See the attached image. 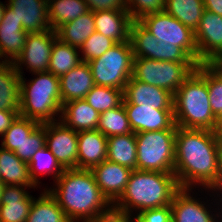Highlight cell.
Segmentation results:
<instances>
[{"instance_id": "6da1fadb", "label": "cell", "mask_w": 222, "mask_h": 222, "mask_svg": "<svg viewBox=\"0 0 222 222\" xmlns=\"http://www.w3.org/2000/svg\"><path fill=\"white\" fill-rule=\"evenodd\" d=\"M174 174L180 188L212 189L218 183V137L213 131L177 127Z\"/></svg>"}, {"instance_id": "7a4b0ae2", "label": "cell", "mask_w": 222, "mask_h": 222, "mask_svg": "<svg viewBox=\"0 0 222 222\" xmlns=\"http://www.w3.org/2000/svg\"><path fill=\"white\" fill-rule=\"evenodd\" d=\"M54 186L48 191L70 222H98L113 213L91 170L65 169Z\"/></svg>"}, {"instance_id": "3957f363", "label": "cell", "mask_w": 222, "mask_h": 222, "mask_svg": "<svg viewBox=\"0 0 222 222\" xmlns=\"http://www.w3.org/2000/svg\"><path fill=\"white\" fill-rule=\"evenodd\" d=\"M180 189L174 173L133 170L124 193L113 205V213L133 217L144 210L170 206Z\"/></svg>"}, {"instance_id": "277c9868", "label": "cell", "mask_w": 222, "mask_h": 222, "mask_svg": "<svg viewBox=\"0 0 222 222\" xmlns=\"http://www.w3.org/2000/svg\"><path fill=\"white\" fill-rule=\"evenodd\" d=\"M173 112L177 127L213 131L216 117L210 106L204 64H198L174 93Z\"/></svg>"}, {"instance_id": "5b68a950", "label": "cell", "mask_w": 222, "mask_h": 222, "mask_svg": "<svg viewBox=\"0 0 222 222\" xmlns=\"http://www.w3.org/2000/svg\"><path fill=\"white\" fill-rule=\"evenodd\" d=\"M34 74L36 78L27 83L26 78L20 76L19 115L41 124L58 121L62 113L59 77L51 72Z\"/></svg>"}, {"instance_id": "8992f818", "label": "cell", "mask_w": 222, "mask_h": 222, "mask_svg": "<svg viewBox=\"0 0 222 222\" xmlns=\"http://www.w3.org/2000/svg\"><path fill=\"white\" fill-rule=\"evenodd\" d=\"M176 130L135 133L137 170L174 173Z\"/></svg>"}, {"instance_id": "52a82bcc", "label": "cell", "mask_w": 222, "mask_h": 222, "mask_svg": "<svg viewBox=\"0 0 222 222\" xmlns=\"http://www.w3.org/2000/svg\"><path fill=\"white\" fill-rule=\"evenodd\" d=\"M133 58L129 40L116 43L99 58L87 62L94 84L124 91L128 80L132 77Z\"/></svg>"}, {"instance_id": "ba28073f", "label": "cell", "mask_w": 222, "mask_h": 222, "mask_svg": "<svg viewBox=\"0 0 222 222\" xmlns=\"http://www.w3.org/2000/svg\"><path fill=\"white\" fill-rule=\"evenodd\" d=\"M196 62H167L133 58L132 77L141 82L163 88L173 95L197 69Z\"/></svg>"}, {"instance_id": "9c48e42d", "label": "cell", "mask_w": 222, "mask_h": 222, "mask_svg": "<svg viewBox=\"0 0 222 222\" xmlns=\"http://www.w3.org/2000/svg\"><path fill=\"white\" fill-rule=\"evenodd\" d=\"M155 38L181 47L197 64L194 32L165 11L150 13L138 20Z\"/></svg>"}, {"instance_id": "30bf717a", "label": "cell", "mask_w": 222, "mask_h": 222, "mask_svg": "<svg viewBox=\"0 0 222 222\" xmlns=\"http://www.w3.org/2000/svg\"><path fill=\"white\" fill-rule=\"evenodd\" d=\"M57 39L55 30L28 33L22 53L13 62L20 76L25 75L24 66L32 74L48 72L52 47Z\"/></svg>"}, {"instance_id": "8fae6325", "label": "cell", "mask_w": 222, "mask_h": 222, "mask_svg": "<svg viewBox=\"0 0 222 222\" xmlns=\"http://www.w3.org/2000/svg\"><path fill=\"white\" fill-rule=\"evenodd\" d=\"M46 147L64 169H78V132L60 120L45 123Z\"/></svg>"}, {"instance_id": "7c38bea8", "label": "cell", "mask_w": 222, "mask_h": 222, "mask_svg": "<svg viewBox=\"0 0 222 222\" xmlns=\"http://www.w3.org/2000/svg\"><path fill=\"white\" fill-rule=\"evenodd\" d=\"M192 190L191 188H180L174 194L170 205L172 222H222V212H220L219 206H215L218 207L215 209L210 208L208 201L204 202L193 197ZM206 203L208 204L206 205ZM217 209L219 213L216 211Z\"/></svg>"}, {"instance_id": "4fadbf2b", "label": "cell", "mask_w": 222, "mask_h": 222, "mask_svg": "<svg viewBox=\"0 0 222 222\" xmlns=\"http://www.w3.org/2000/svg\"><path fill=\"white\" fill-rule=\"evenodd\" d=\"M194 37L198 50V64H203L213 55L221 54L222 16L204 10Z\"/></svg>"}, {"instance_id": "5bb4252c", "label": "cell", "mask_w": 222, "mask_h": 222, "mask_svg": "<svg viewBox=\"0 0 222 222\" xmlns=\"http://www.w3.org/2000/svg\"><path fill=\"white\" fill-rule=\"evenodd\" d=\"M133 170L105 160L91 169L101 193L113 206L122 196Z\"/></svg>"}, {"instance_id": "9a60e30c", "label": "cell", "mask_w": 222, "mask_h": 222, "mask_svg": "<svg viewBox=\"0 0 222 222\" xmlns=\"http://www.w3.org/2000/svg\"><path fill=\"white\" fill-rule=\"evenodd\" d=\"M174 95L160 87L131 77L123 91V104H134L159 110H173Z\"/></svg>"}, {"instance_id": "2e32d148", "label": "cell", "mask_w": 222, "mask_h": 222, "mask_svg": "<svg viewBox=\"0 0 222 222\" xmlns=\"http://www.w3.org/2000/svg\"><path fill=\"white\" fill-rule=\"evenodd\" d=\"M129 124L134 133L169 130L175 125L173 110L124 104Z\"/></svg>"}, {"instance_id": "e0dca14e", "label": "cell", "mask_w": 222, "mask_h": 222, "mask_svg": "<svg viewBox=\"0 0 222 222\" xmlns=\"http://www.w3.org/2000/svg\"><path fill=\"white\" fill-rule=\"evenodd\" d=\"M27 32L14 12L6 6L0 22V62H14L22 53ZM4 58V59H3Z\"/></svg>"}, {"instance_id": "ac0fdd59", "label": "cell", "mask_w": 222, "mask_h": 222, "mask_svg": "<svg viewBox=\"0 0 222 222\" xmlns=\"http://www.w3.org/2000/svg\"><path fill=\"white\" fill-rule=\"evenodd\" d=\"M20 185H4L0 197V222H26L33 196Z\"/></svg>"}, {"instance_id": "d6986e66", "label": "cell", "mask_w": 222, "mask_h": 222, "mask_svg": "<svg viewBox=\"0 0 222 222\" xmlns=\"http://www.w3.org/2000/svg\"><path fill=\"white\" fill-rule=\"evenodd\" d=\"M7 6L27 33L52 30L48 20L47 0H8Z\"/></svg>"}, {"instance_id": "ffe728a7", "label": "cell", "mask_w": 222, "mask_h": 222, "mask_svg": "<svg viewBox=\"0 0 222 222\" xmlns=\"http://www.w3.org/2000/svg\"><path fill=\"white\" fill-rule=\"evenodd\" d=\"M106 157V136L97 129L78 132V169L91 170Z\"/></svg>"}, {"instance_id": "44dd1931", "label": "cell", "mask_w": 222, "mask_h": 222, "mask_svg": "<svg viewBox=\"0 0 222 222\" xmlns=\"http://www.w3.org/2000/svg\"><path fill=\"white\" fill-rule=\"evenodd\" d=\"M96 32L115 43L127 42L132 18L127 10H103L93 12Z\"/></svg>"}, {"instance_id": "7402d4cb", "label": "cell", "mask_w": 222, "mask_h": 222, "mask_svg": "<svg viewBox=\"0 0 222 222\" xmlns=\"http://www.w3.org/2000/svg\"><path fill=\"white\" fill-rule=\"evenodd\" d=\"M59 79L62 104L84 99L86 94L95 86L90 66L84 61Z\"/></svg>"}, {"instance_id": "603a6c76", "label": "cell", "mask_w": 222, "mask_h": 222, "mask_svg": "<svg viewBox=\"0 0 222 222\" xmlns=\"http://www.w3.org/2000/svg\"><path fill=\"white\" fill-rule=\"evenodd\" d=\"M100 114L84 99L62 104L60 121L76 132L97 129Z\"/></svg>"}, {"instance_id": "cb8c5ba5", "label": "cell", "mask_w": 222, "mask_h": 222, "mask_svg": "<svg viewBox=\"0 0 222 222\" xmlns=\"http://www.w3.org/2000/svg\"><path fill=\"white\" fill-rule=\"evenodd\" d=\"M0 180L4 185H20L35 189L29 166L13 151L0 147Z\"/></svg>"}, {"instance_id": "d4e9b609", "label": "cell", "mask_w": 222, "mask_h": 222, "mask_svg": "<svg viewBox=\"0 0 222 222\" xmlns=\"http://www.w3.org/2000/svg\"><path fill=\"white\" fill-rule=\"evenodd\" d=\"M0 110L20 111V73L13 62H0Z\"/></svg>"}, {"instance_id": "484cf974", "label": "cell", "mask_w": 222, "mask_h": 222, "mask_svg": "<svg viewBox=\"0 0 222 222\" xmlns=\"http://www.w3.org/2000/svg\"><path fill=\"white\" fill-rule=\"evenodd\" d=\"M106 160L137 170V144L135 133L107 138Z\"/></svg>"}, {"instance_id": "4316f807", "label": "cell", "mask_w": 222, "mask_h": 222, "mask_svg": "<svg viewBox=\"0 0 222 222\" xmlns=\"http://www.w3.org/2000/svg\"><path fill=\"white\" fill-rule=\"evenodd\" d=\"M95 31L93 12L89 10L77 19L61 25L56 33L61 42L80 49L82 44Z\"/></svg>"}, {"instance_id": "83f0119b", "label": "cell", "mask_w": 222, "mask_h": 222, "mask_svg": "<svg viewBox=\"0 0 222 222\" xmlns=\"http://www.w3.org/2000/svg\"><path fill=\"white\" fill-rule=\"evenodd\" d=\"M48 20L52 30L89 11L84 0H47Z\"/></svg>"}, {"instance_id": "f1b7e54d", "label": "cell", "mask_w": 222, "mask_h": 222, "mask_svg": "<svg viewBox=\"0 0 222 222\" xmlns=\"http://www.w3.org/2000/svg\"><path fill=\"white\" fill-rule=\"evenodd\" d=\"M47 189H43L38 199L33 198L26 222H70Z\"/></svg>"}, {"instance_id": "f546056e", "label": "cell", "mask_w": 222, "mask_h": 222, "mask_svg": "<svg viewBox=\"0 0 222 222\" xmlns=\"http://www.w3.org/2000/svg\"><path fill=\"white\" fill-rule=\"evenodd\" d=\"M204 10L203 0H165L164 11L193 32L198 28Z\"/></svg>"}, {"instance_id": "4dcf8cb0", "label": "cell", "mask_w": 222, "mask_h": 222, "mask_svg": "<svg viewBox=\"0 0 222 222\" xmlns=\"http://www.w3.org/2000/svg\"><path fill=\"white\" fill-rule=\"evenodd\" d=\"M79 48L57 39L52 47L48 72L61 77L82 62Z\"/></svg>"}, {"instance_id": "1f68e13d", "label": "cell", "mask_w": 222, "mask_h": 222, "mask_svg": "<svg viewBox=\"0 0 222 222\" xmlns=\"http://www.w3.org/2000/svg\"><path fill=\"white\" fill-rule=\"evenodd\" d=\"M27 164L29 166L30 178L37 188L41 183L38 178L41 175L52 174V177L55 179L53 181L55 182L65 170L46 146L37 150Z\"/></svg>"}, {"instance_id": "d6a6232c", "label": "cell", "mask_w": 222, "mask_h": 222, "mask_svg": "<svg viewBox=\"0 0 222 222\" xmlns=\"http://www.w3.org/2000/svg\"><path fill=\"white\" fill-rule=\"evenodd\" d=\"M97 130L107 138L115 135L133 133L129 124V119L127 118L124 104L121 103L118 107L101 113Z\"/></svg>"}, {"instance_id": "836d02e7", "label": "cell", "mask_w": 222, "mask_h": 222, "mask_svg": "<svg viewBox=\"0 0 222 222\" xmlns=\"http://www.w3.org/2000/svg\"><path fill=\"white\" fill-rule=\"evenodd\" d=\"M84 100L99 114L118 107L123 101V90L95 85Z\"/></svg>"}, {"instance_id": "e575fe53", "label": "cell", "mask_w": 222, "mask_h": 222, "mask_svg": "<svg viewBox=\"0 0 222 222\" xmlns=\"http://www.w3.org/2000/svg\"><path fill=\"white\" fill-rule=\"evenodd\" d=\"M40 123L36 120L18 116L11 126L4 132L1 141V146L5 149L15 152L20 149V146L25 138L31 134V132Z\"/></svg>"}, {"instance_id": "d590c367", "label": "cell", "mask_w": 222, "mask_h": 222, "mask_svg": "<svg viewBox=\"0 0 222 222\" xmlns=\"http://www.w3.org/2000/svg\"><path fill=\"white\" fill-rule=\"evenodd\" d=\"M129 40L134 58L154 60L156 38L139 21H132Z\"/></svg>"}, {"instance_id": "8d00e7d4", "label": "cell", "mask_w": 222, "mask_h": 222, "mask_svg": "<svg viewBox=\"0 0 222 222\" xmlns=\"http://www.w3.org/2000/svg\"><path fill=\"white\" fill-rule=\"evenodd\" d=\"M116 43L106 36L98 32H93L88 39L82 44L79 51L81 52V60L84 62L92 61L102 56L108 49Z\"/></svg>"}, {"instance_id": "74e56055", "label": "cell", "mask_w": 222, "mask_h": 222, "mask_svg": "<svg viewBox=\"0 0 222 222\" xmlns=\"http://www.w3.org/2000/svg\"><path fill=\"white\" fill-rule=\"evenodd\" d=\"M46 145L45 123H40L22 142L20 149L14 153L22 160L28 163L31 157Z\"/></svg>"}, {"instance_id": "f35d334b", "label": "cell", "mask_w": 222, "mask_h": 222, "mask_svg": "<svg viewBox=\"0 0 222 222\" xmlns=\"http://www.w3.org/2000/svg\"><path fill=\"white\" fill-rule=\"evenodd\" d=\"M154 60L167 62H195L181 47L156 38Z\"/></svg>"}, {"instance_id": "ab89813d", "label": "cell", "mask_w": 222, "mask_h": 222, "mask_svg": "<svg viewBox=\"0 0 222 222\" xmlns=\"http://www.w3.org/2000/svg\"><path fill=\"white\" fill-rule=\"evenodd\" d=\"M126 7L132 20L138 21L147 14L164 11L165 0H126Z\"/></svg>"}, {"instance_id": "60d3db41", "label": "cell", "mask_w": 222, "mask_h": 222, "mask_svg": "<svg viewBox=\"0 0 222 222\" xmlns=\"http://www.w3.org/2000/svg\"><path fill=\"white\" fill-rule=\"evenodd\" d=\"M207 89L211 110L215 117L222 113V80L207 68Z\"/></svg>"}, {"instance_id": "b9f144b4", "label": "cell", "mask_w": 222, "mask_h": 222, "mask_svg": "<svg viewBox=\"0 0 222 222\" xmlns=\"http://www.w3.org/2000/svg\"><path fill=\"white\" fill-rule=\"evenodd\" d=\"M133 218L135 222H172V211L170 206L147 209Z\"/></svg>"}, {"instance_id": "7bdbcfd3", "label": "cell", "mask_w": 222, "mask_h": 222, "mask_svg": "<svg viewBox=\"0 0 222 222\" xmlns=\"http://www.w3.org/2000/svg\"><path fill=\"white\" fill-rule=\"evenodd\" d=\"M92 12L103 10H127L125 0H84Z\"/></svg>"}, {"instance_id": "ee69618b", "label": "cell", "mask_w": 222, "mask_h": 222, "mask_svg": "<svg viewBox=\"0 0 222 222\" xmlns=\"http://www.w3.org/2000/svg\"><path fill=\"white\" fill-rule=\"evenodd\" d=\"M19 116V111L0 110V136L11 126Z\"/></svg>"}, {"instance_id": "f6af8a7d", "label": "cell", "mask_w": 222, "mask_h": 222, "mask_svg": "<svg viewBox=\"0 0 222 222\" xmlns=\"http://www.w3.org/2000/svg\"><path fill=\"white\" fill-rule=\"evenodd\" d=\"M217 78L222 80V53L213 55L203 63Z\"/></svg>"}, {"instance_id": "bcb514c9", "label": "cell", "mask_w": 222, "mask_h": 222, "mask_svg": "<svg viewBox=\"0 0 222 222\" xmlns=\"http://www.w3.org/2000/svg\"><path fill=\"white\" fill-rule=\"evenodd\" d=\"M204 9L222 16V0H203Z\"/></svg>"}, {"instance_id": "7dc6e473", "label": "cell", "mask_w": 222, "mask_h": 222, "mask_svg": "<svg viewBox=\"0 0 222 222\" xmlns=\"http://www.w3.org/2000/svg\"><path fill=\"white\" fill-rule=\"evenodd\" d=\"M98 222H135L133 217L128 216H120L115 213L111 215L101 218Z\"/></svg>"}, {"instance_id": "c3c4849f", "label": "cell", "mask_w": 222, "mask_h": 222, "mask_svg": "<svg viewBox=\"0 0 222 222\" xmlns=\"http://www.w3.org/2000/svg\"><path fill=\"white\" fill-rule=\"evenodd\" d=\"M204 190H208L207 192L209 193L210 191H212V193H215V194H217L216 196L219 198V197H221V198H219V200L217 199V197H216V199H215V201H216V204L215 205H220V204H222V203H220V202H222V177H220V179H219V181H218V183L212 188V189H204ZM213 191H215V192H213ZM217 191H218V193H217ZM220 193V194H219ZM221 195V196H220ZM217 200L219 201V202H217ZM218 203V204H217ZM222 208V206L220 207V209ZM221 212H222V209L220 210Z\"/></svg>"}, {"instance_id": "681fc988", "label": "cell", "mask_w": 222, "mask_h": 222, "mask_svg": "<svg viewBox=\"0 0 222 222\" xmlns=\"http://www.w3.org/2000/svg\"><path fill=\"white\" fill-rule=\"evenodd\" d=\"M213 133L217 137H222V113L216 117V123L213 129Z\"/></svg>"}, {"instance_id": "f907efd6", "label": "cell", "mask_w": 222, "mask_h": 222, "mask_svg": "<svg viewBox=\"0 0 222 222\" xmlns=\"http://www.w3.org/2000/svg\"><path fill=\"white\" fill-rule=\"evenodd\" d=\"M218 158H219L220 177H222V137H218Z\"/></svg>"}, {"instance_id": "816d5d0a", "label": "cell", "mask_w": 222, "mask_h": 222, "mask_svg": "<svg viewBox=\"0 0 222 222\" xmlns=\"http://www.w3.org/2000/svg\"><path fill=\"white\" fill-rule=\"evenodd\" d=\"M6 6H7V4H3V3L0 1V22H1L2 19H3Z\"/></svg>"}, {"instance_id": "f5cc1de1", "label": "cell", "mask_w": 222, "mask_h": 222, "mask_svg": "<svg viewBox=\"0 0 222 222\" xmlns=\"http://www.w3.org/2000/svg\"><path fill=\"white\" fill-rule=\"evenodd\" d=\"M3 187H4V184L0 180V197H1V194H2Z\"/></svg>"}]
</instances>
